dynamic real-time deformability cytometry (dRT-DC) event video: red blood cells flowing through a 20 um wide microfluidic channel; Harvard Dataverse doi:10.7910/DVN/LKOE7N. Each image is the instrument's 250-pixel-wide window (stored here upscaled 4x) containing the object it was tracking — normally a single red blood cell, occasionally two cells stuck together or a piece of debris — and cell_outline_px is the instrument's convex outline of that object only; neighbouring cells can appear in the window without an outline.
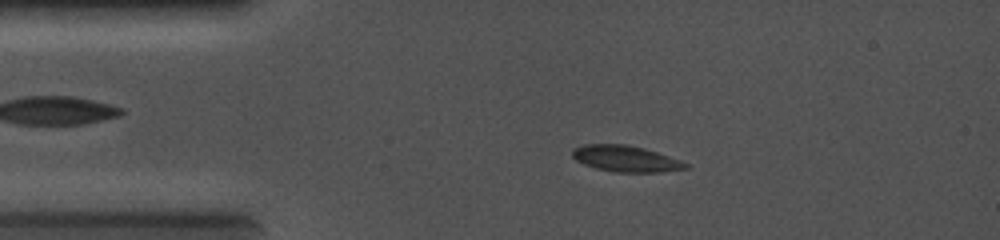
{"species": "common noctule bat (a hibernating species)", "species_latin": "Nyctalus noctula", "temperature_condition": "cold", "stored_images_in_passage": 43, "camera_frame_rate_fps": 5000, "um_per_image_px": 0.085, "animal": {"sex": "female", "body_mass_g": 19.0, "forearm_length_mm": 56.7}, "frame": {"image": 1, "passage_image": 10, "time_ms": 2.2, "image_size_px": [1000, 240], "cell_outline_px": [[688, 168], [660, 172], [616, 172], [596, 168], [584, 164], [576, 160], [572, 156], [572, 148], [584, 144], [624, 144], [644, 148], [680, 160], [688, 164]], "centroid_in_image_um": [53.15, 13.48], "position_along_channel_um": 31.8, "area_um2": 17.17}}
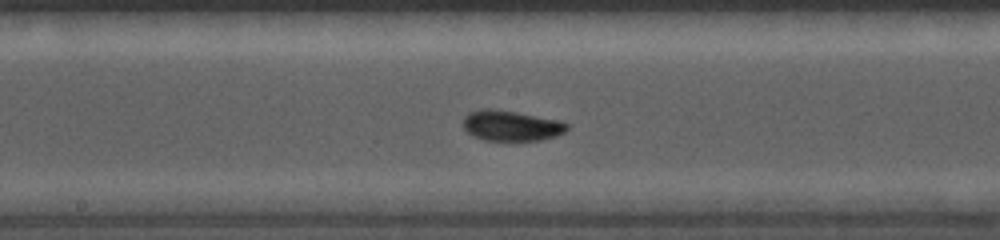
{"frame": {"image": 2, "passage_image": 29, "time_ms": 6.6, "image_size_px": [1000, 240], "cell_outline_px": [[568, 128], [564, 132], [556, 136], [540, 140], [484, 140], [468, 132], [464, 128], [464, 116], [468, 112], [480, 108], [492, 108], [516, 112], [556, 120], [568, 124]], "centroid_in_image_um": [43.42, 10.67], "position_along_channel_um": 204.8, "area_um2": 18.21}}
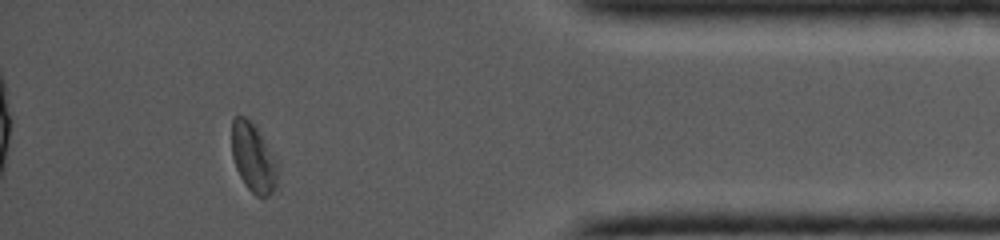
{"frame": {"image": 3, "passage_image": 41, "time_ms": 11.6, "image_size_px": [1000, 240], "cell_outline_px": [[280, 164], [276, 188], [268, 196], [256, 196], [244, 184], [236, 168], [232, 156], [232, 120], [236, 116], [244, 116], [252, 120], [256, 124]], "centroid_in_image_um": [21.57, 13.38], "position_along_channel_um": 413.6, "area_um2": 19.07}}